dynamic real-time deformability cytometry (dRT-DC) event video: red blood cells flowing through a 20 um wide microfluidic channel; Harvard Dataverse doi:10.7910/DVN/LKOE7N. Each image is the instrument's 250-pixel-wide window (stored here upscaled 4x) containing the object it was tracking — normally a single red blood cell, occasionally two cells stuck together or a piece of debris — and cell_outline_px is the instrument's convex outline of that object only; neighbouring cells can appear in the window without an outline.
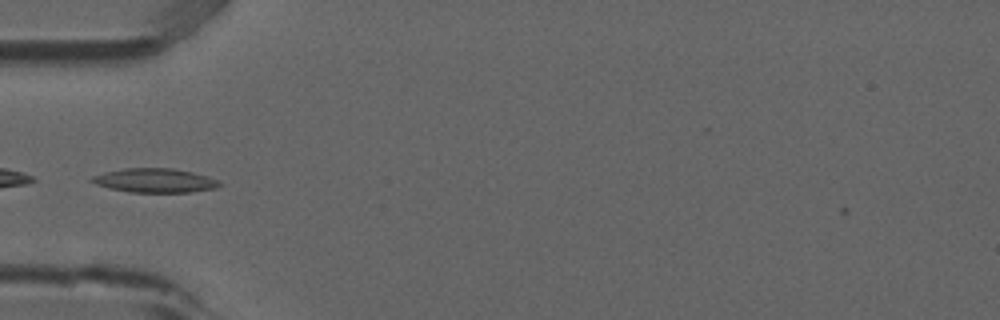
{"species": "common noctule bat (a hibernating species)", "species_latin": "Nyctalus noctula", "temperature_condition": "room temperature", "stored_images_in_passage": 2, "camera_frame_rate_fps": 3000, "um_per_image_px": 0.085, "animal": {"sex": "male", "forearm_length_mm": 52.5}, "frame": {"image": 1, "passage_image": 2, "time_ms": 0.333, "image_size_px": [1000, 320], "cell_outline_px": [[220, 184], [216, 188], [188, 192], [128, 192], [108, 188], [96, 184], [88, 180], [92, 176], [104, 172], [124, 168], [172, 168], [192, 172], [208, 176], [220, 180]], "centroid_in_image_um": [13.13, 15.33], "position_along_channel_um": 71.9, "area_um2": 17.98}}